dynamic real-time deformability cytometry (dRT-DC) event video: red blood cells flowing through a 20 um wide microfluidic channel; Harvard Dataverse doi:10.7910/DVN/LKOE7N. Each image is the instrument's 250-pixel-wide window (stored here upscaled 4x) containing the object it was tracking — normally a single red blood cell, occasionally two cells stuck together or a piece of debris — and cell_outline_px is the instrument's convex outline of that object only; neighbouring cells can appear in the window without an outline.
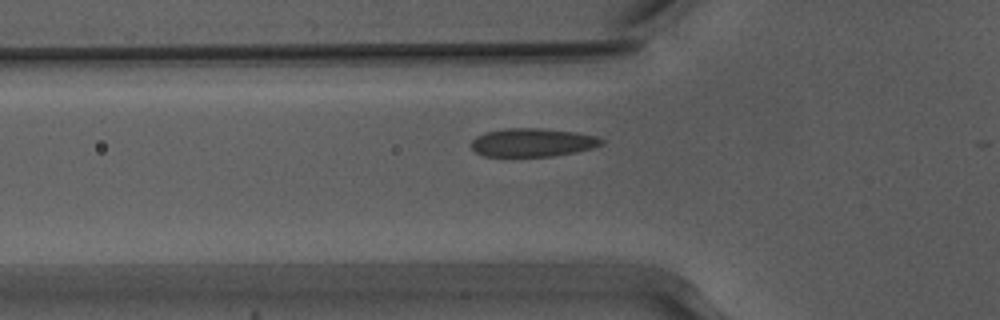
{"species": "Egyptian fruit bat (a non-hibernating species)", "species_latin": "Rousettus aegyptiacus", "temperature_condition": "warm", "stored_images_in_passage": 32, "camera_frame_rate_fps": 3000, "um_per_image_px": 0.085, "animal": {"sex": "male"}, "frame": {"image": 1, "passage_image": 2, "time_ms": 0.333, "image_size_px": [1000, 320], "cell_outline_px": [[604, 144], [592, 148], [552, 156], [484, 156], [476, 152], [472, 148], [472, 140], [476, 136], [484, 132], [508, 128], [540, 128], [572, 132], [596, 136], [604, 140]], "centroid_in_image_um": [45.24, 12.11], "position_along_channel_um": 80.6, "area_um2": 21.33}}
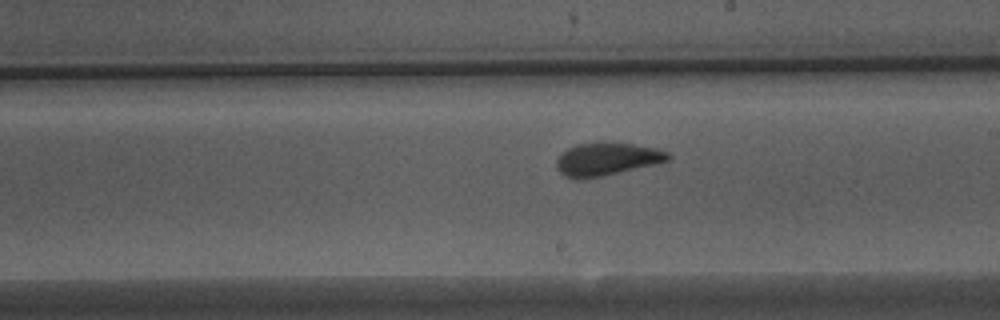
{"frame": {"image": 2, "passage_image": 14, "time_ms": 4.333, "image_size_px": [1000, 320], "cell_outline_px": [[672, 156], [668, 160], [656, 164], [600, 176], [580, 180], [576, 180], [564, 176], [556, 168], [556, 160], [568, 148], [576, 144], [596, 140], [632, 144], [656, 148], [668, 152]], "centroid_in_image_um": [51.55, 13.5], "position_along_channel_um": 237.5, "area_um2": 21.68}}
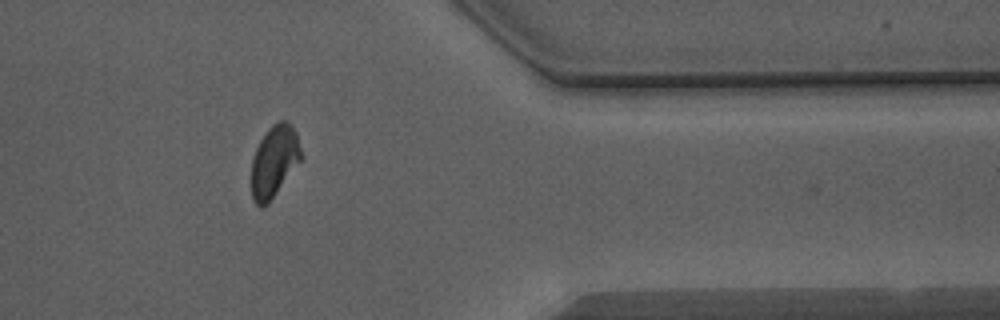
{"frame": {"image": 3, "passage_image": 27, "time_ms": 8.667, "image_size_px": [1000, 320], "cell_outline_px": [[304, 156], [268, 204], [264, 208], [260, 208], [252, 200], [252, 156], [260, 140], [268, 128], [276, 120], [288, 120], [296, 132]], "centroid_in_image_um": [23.32, 13.69], "position_along_channel_um": 388.1, "area_um2": 21.1}, "authors_computed_cell_mechanics": {"area_um2": 21.1548, "velocity_mm_per_s": 3.9152, "shape_relaxation_time_tau1_ms": 3.7679, "shape_relaxation_time_tau2_ms": null, "deformation_change_tau1": 0.1241, "deformation_change_tau2": null}}